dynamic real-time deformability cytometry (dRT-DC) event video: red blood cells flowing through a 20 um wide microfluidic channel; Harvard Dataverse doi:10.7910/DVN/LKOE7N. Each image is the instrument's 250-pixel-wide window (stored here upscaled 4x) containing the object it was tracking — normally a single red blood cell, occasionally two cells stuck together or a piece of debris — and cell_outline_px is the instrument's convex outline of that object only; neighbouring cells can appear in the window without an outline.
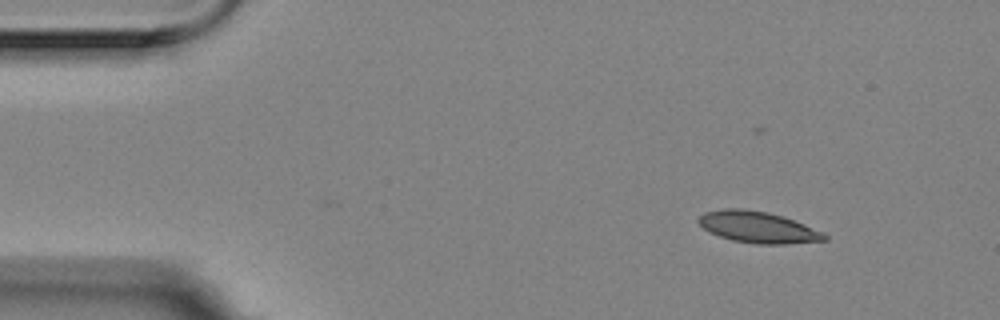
{"species": "Egyptian fruit bat (a non-hibernating species)", "species_latin": "Rousettus aegyptiacus", "temperature_condition": "room temperature", "stored_images_in_passage": 43, "camera_frame_rate_fps": 3000, "um_per_image_px": 0.085, "animal": {"sex": "female"}, "frame": {"image": 1, "passage_image": 1, "time_ms": 0.0, "image_size_px": [1000, 320], "cell_outline_px": [[828, 240], [784, 244], [756, 244], [732, 240], [708, 232], [696, 220], [704, 212], [724, 208], [744, 208], [768, 212], [804, 224], [824, 232], [828, 236]], "centroid_in_image_um": [64.41, 19.31], "position_along_channel_um": 20.6, "area_um2": 23.06}}
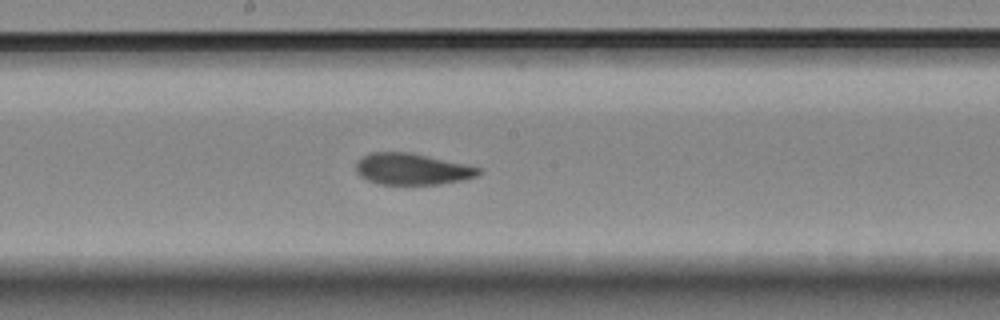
{"frame": {"image": 2, "passage_image": 24, "time_ms": 7.667, "image_size_px": [1000, 320], "cell_outline_px": [[484, 168], [476, 176], [464, 180], [440, 184], [376, 184], [360, 176], [356, 172], [356, 164], [364, 156], [372, 152], [408, 152]], "centroid_in_image_um": [35.04, 14.38], "position_along_channel_um": 213.2, "area_um2": 22.31}}
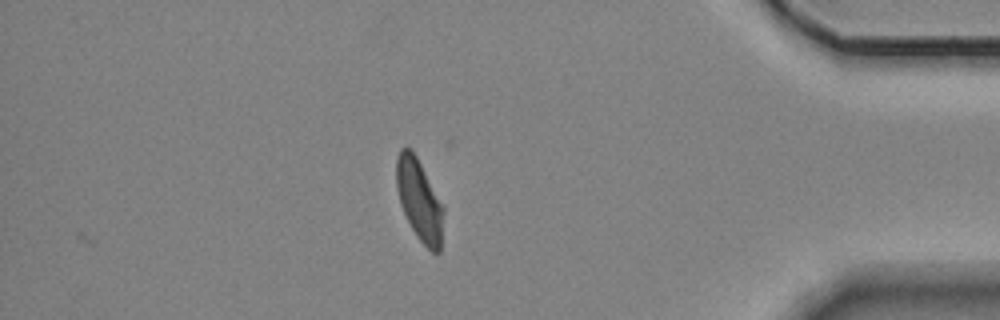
{"frame": {"image": 3, "passage_image": 43, "time_ms": 14.0, "image_size_px": [1000, 320], "cell_outline_px": [[444, 212], [440, 252], [432, 252], [416, 236], [400, 204], [396, 188], [396, 156], [400, 148], [412, 148], [444, 204]], "centroid_in_image_um": [35.65, 16.96], "position_along_channel_um": 399.5, "area_um2": 22.66}, "authors_computed_cell_mechanics": {"area_um2": 23.4668, "velocity_mm_per_s": 3.5195, "shape_relaxation_time_tau1_ms": 8.2799, "shape_relaxation_time_tau2_ms": 1.6729, "deformation_change_tau1": 0.2088, "deformation_change_tau2": 0.0686}}